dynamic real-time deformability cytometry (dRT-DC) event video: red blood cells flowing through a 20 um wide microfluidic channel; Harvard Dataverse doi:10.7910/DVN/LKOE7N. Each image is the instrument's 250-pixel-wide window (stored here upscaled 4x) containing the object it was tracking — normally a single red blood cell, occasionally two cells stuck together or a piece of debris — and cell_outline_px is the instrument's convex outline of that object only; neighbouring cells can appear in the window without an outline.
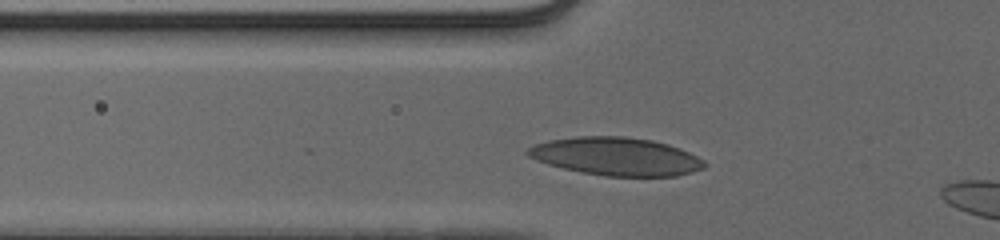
{"species": "human", "species_latin": "Homo sapiens", "temperature_condition": "cold", "stored_images_in_passage": 30, "camera_frame_rate_fps": 3000, "um_per_image_px": 0.085, "donor": {"sex": "male"}, "frame": {"image": 1, "passage_image": 4, "time_ms": 1.0, "image_size_px": [1000, 240], "cell_outline_px": [[708, 164], [704, 168], [692, 172], [676, 176], [608, 176], [580, 172], [548, 164], [536, 160], [528, 156], [524, 152], [528, 148], [536, 144], [548, 140], [576, 136], [624, 136], [652, 140], [668, 144], [680, 148], [704, 160]], "centroid_in_image_um": [52.38, 13.29], "position_along_channel_um": 73.4, "area_um2": 39.25}}
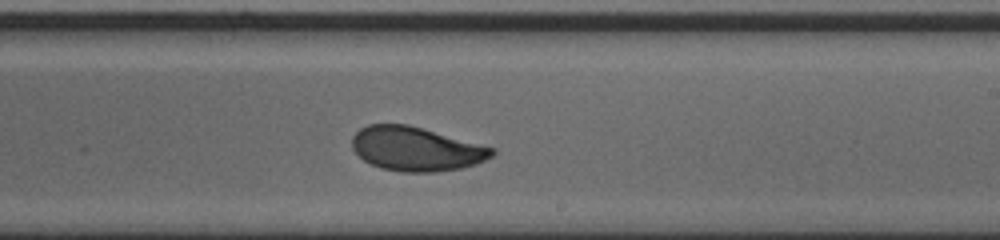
{"frame": {"image": 2, "passage_image": 18, "time_ms": 5.667, "image_size_px": [1000, 240], "cell_outline_px": [[496, 152], [492, 156], [476, 164], [460, 168], [436, 172], [400, 172], [380, 168], [364, 160], [352, 148], [352, 136], [360, 128], [368, 124], [408, 124], [496, 148]], "centroid_in_image_um": [35.37, 12.65], "position_along_channel_um": 253.6, "area_um2": 36.01}}
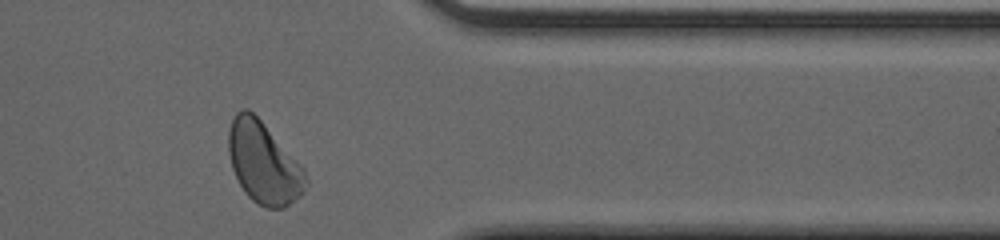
{"frame": {"image": 3, "passage_image": 29, "time_ms": 9.333, "image_size_px": [1000, 240], "cell_outline_px": [[308, 184], [304, 192], [300, 196], [284, 208], [268, 208], [252, 200], [244, 192], [232, 168], [228, 152], [228, 132], [232, 120], [236, 112], [244, 108], [248, 108], [260, 120], [304, 168], [308, 180]], "centroid_in_image_um": [22.41, 13.86], "position_along_channel_um": 389.0, "area_um2": 36.41}, "authors_computed_cell_mechanics": {"area_um2": 36.3851, "velocity_mm_per_s": 3.9179, "shape_relaxation_time_tau1_ms": 3.5213, "shape_relaxation_time_tau2_ms": 1.5348, "deformation_change_tau1": 0.1432, "deformation_change_tau2": 0.0646}}